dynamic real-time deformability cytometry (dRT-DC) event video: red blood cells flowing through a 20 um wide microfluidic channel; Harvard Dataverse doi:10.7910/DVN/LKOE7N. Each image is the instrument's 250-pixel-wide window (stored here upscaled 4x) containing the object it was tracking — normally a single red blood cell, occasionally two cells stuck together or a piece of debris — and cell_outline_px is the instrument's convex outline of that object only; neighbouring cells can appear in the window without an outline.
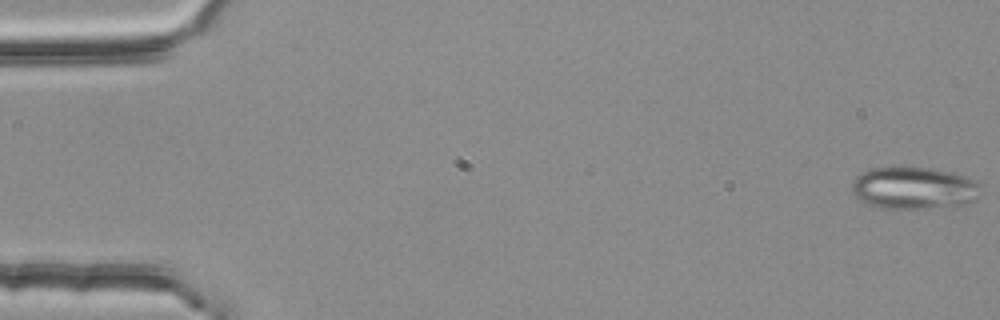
{"species": "common noctule bat (a hibernating species)", "species_latin": "Nyctalus noctula", "temperature_condition": "room temperature", "stored_images_in_passage": 4, "camera_frame_rate_fps": 3000, "um_per_image_px": 0.085, "animal": {"sex": "female", "body_mass_g": 25.1}, "frame": {"image": 1, "passage_image": 1, "time_ms": 0.0, "image_size_px": [1000, 320], "cell_outline_px": [[980, 196], [976, 200], [968, 204], [928, 208], [884, 208], [864, 204], [852, 192], [852, 184], [856, 176], [872, 168], [896, 164], [928, 168], [952, 172], [968, 176], [976, 180], [980, 184]], "centroid_in_image_um": [77.7, 15.95], "position_along_channel_um": 7.3, "area_um2": 32.6}}